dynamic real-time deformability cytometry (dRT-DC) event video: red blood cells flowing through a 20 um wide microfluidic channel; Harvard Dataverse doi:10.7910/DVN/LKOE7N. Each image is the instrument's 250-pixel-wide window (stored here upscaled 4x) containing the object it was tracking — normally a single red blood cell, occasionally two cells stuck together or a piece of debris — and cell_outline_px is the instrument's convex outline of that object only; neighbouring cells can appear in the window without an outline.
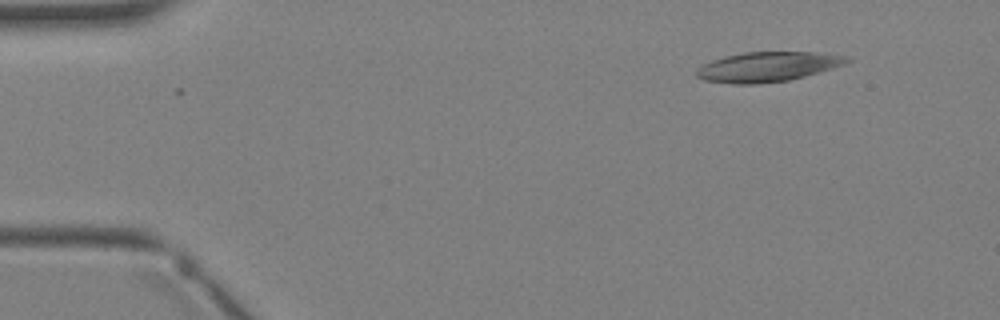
{"species": "Egyptian fruit bat (a non-hibernating species)", "species_latin": "Rousettus aegyptiacus", "temperature_condition": "warm", "stored_images_in_passage": 2, "camera_frame_rate_fps": 3000, "um_per_image_px": 0.085, "animal": {"sex": "female"}, "frame": {"image": 1, "passage_image": 2, "time_ms": 1.0, "image_size_px": [1000, 320], "cell_outline_px": [[852, 60], [844, 64], [832, 68], [804, 76], [788, 80], [756, 84], [732, 84], [704, 80], [696, 76], [696, 68], [712, 60], [724, 56], [744, 52], [812, 52], [848, 56]], "centroid_in_image_um": [65.21, 5.67], "position_along_channel_um": 19.8, "area_um2": 26.01}}